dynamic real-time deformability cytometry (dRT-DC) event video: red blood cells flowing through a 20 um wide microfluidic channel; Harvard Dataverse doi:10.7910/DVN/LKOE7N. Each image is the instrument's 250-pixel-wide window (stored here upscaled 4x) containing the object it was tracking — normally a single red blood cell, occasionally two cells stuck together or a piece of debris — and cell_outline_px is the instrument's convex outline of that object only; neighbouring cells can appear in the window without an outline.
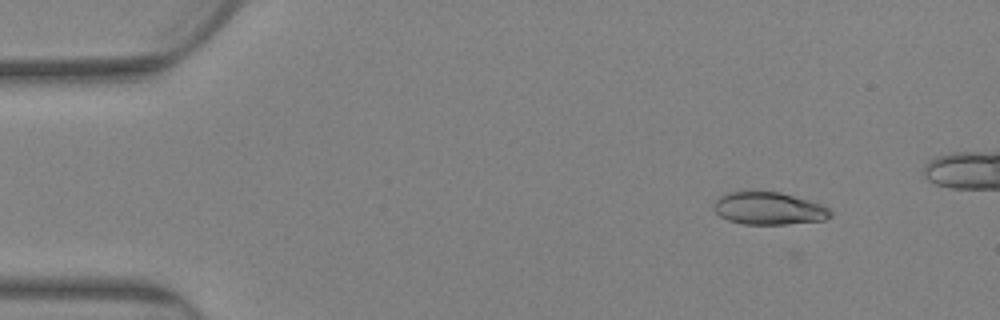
{"species": "Egyptian fruit bat (a non-hibernating species)", "species_latin": "Rousettus aegyptiacus", "temperature_condition": "warm", "stored_images_in_passage": 16, "camera_frame_rate_fps": 3000, "um_per_image_px": 0.085, "animal": {"sex": "female"}, "frame": {"image": 1, "passage_image": 9, "time_ms": 2.667, "image_size_px": [1000, 320], "cell_outline_px": [[832, 216], [824, 220], [784, 224], [744, 224], [728, 220], [720, 216], [712, 208], [716, 200], [720, 196], [728, 192], [752, 188], [780, 192], [820, 204], [828, 208], [832, 212]], "centroid_in_image_um": [65.29, 17.67], "position_along_channel_um": 19.7, "area_um2": 22.6}}